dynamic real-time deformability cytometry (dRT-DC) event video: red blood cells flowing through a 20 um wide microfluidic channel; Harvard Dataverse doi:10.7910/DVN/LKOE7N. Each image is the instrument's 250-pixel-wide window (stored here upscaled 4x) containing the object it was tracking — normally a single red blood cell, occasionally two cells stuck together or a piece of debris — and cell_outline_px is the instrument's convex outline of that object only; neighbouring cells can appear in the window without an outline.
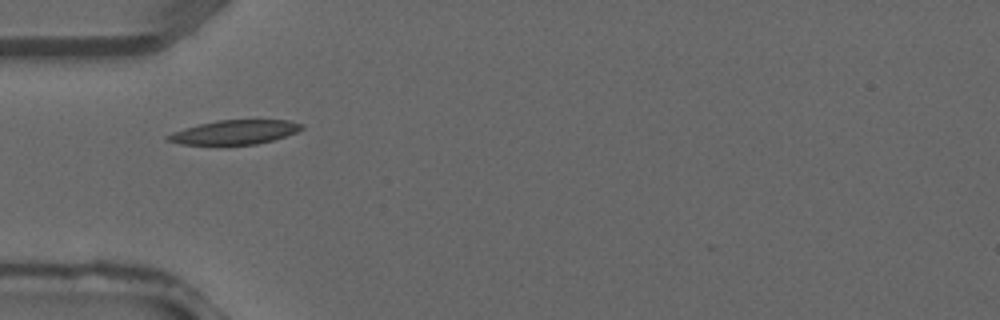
{"species": "common noctule bat (a hibernating species)", "species_latin": "Nyctalus noctula", "temperature_condition": "warm", "stored_images_in_passage": 28, "camera_frame_rate_fps": 3000, "um_per_image_px": 0.085, "animal": {"sex": "male", "forearm_length_mm": 52.5}, "frame": {"image": 1, "passage_image": 1, "time_ms": 0.0, "image_size_px": [1000, 320], "cell_outline_px": [[304, 128], [296, 132], [272, 140], [256, 144], [180, 144], [164, 140], [164, 136], [172, 132], [184, 128], [216, 120], [288, 120], [304, 124]], "centroid_in_image_um": [19.92, 11.23], "position_along_channel_um": 65.1, "area_um2": 18.79}}
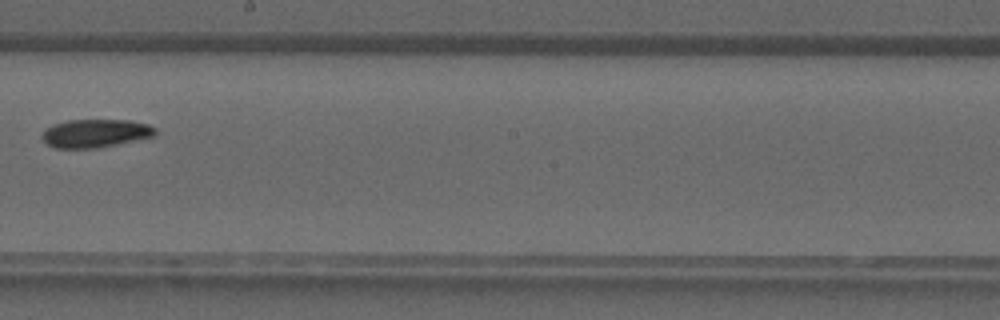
{"frame": {"image": 2, "passage_image": 11, "time_ms": 3.333, "image_size_px": [1000, 320], "cell_outline_px": [[156, 136], [96, 148], [52, 148], [44, 140], [44, 132], [48, 128], [56, 124], [68, 120], [128, 120], [148, 124], [156, 128]], "centroid_in_image_um": [8.17, 11.33], "position_along_channel_um": 240.0, "area_um2": 18.38}}
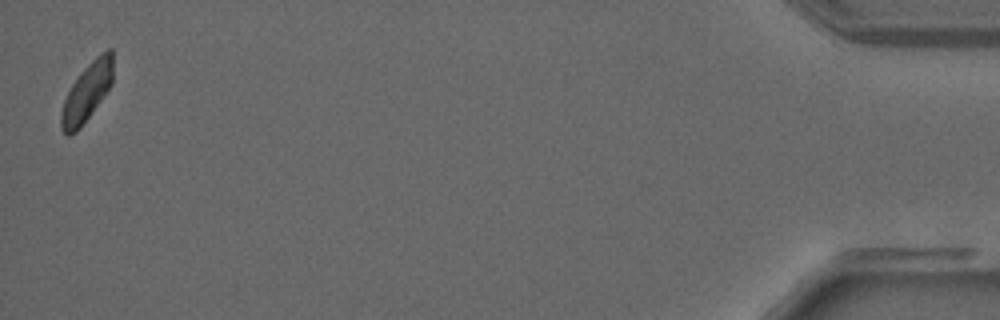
{"frame": {"image": 3, "passage_image": 27, "time_ms": 8.667, "image_size_px": [1000, 320], "cell_outline_px": [[112, 84], [80, 128], [76, 132], [68, 136], [60, 128], [60, 112], [64, 100], [72, 84], [80, 72], [100, 52], [108, 48], [112, 48]], "centroid_in_image_um": [7.36, 7.84], "position_along_channel_um": 427.8, "area_um2": 17.51}}